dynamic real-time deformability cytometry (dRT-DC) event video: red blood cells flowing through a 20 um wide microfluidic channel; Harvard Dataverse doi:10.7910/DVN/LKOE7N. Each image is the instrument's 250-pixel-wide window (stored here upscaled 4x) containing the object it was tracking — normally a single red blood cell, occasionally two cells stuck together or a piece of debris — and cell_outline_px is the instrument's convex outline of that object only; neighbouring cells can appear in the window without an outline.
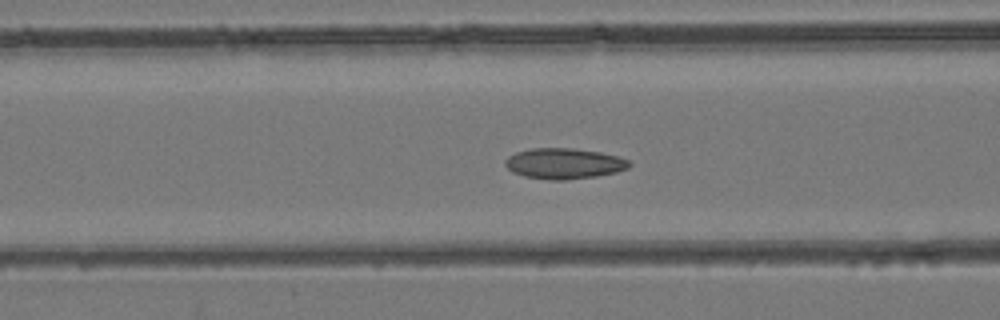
{"species": "common noctule bat (a hibernating species)", "species_latin": "Nyctalus noctula", "temperature_condition": "room temperature", "stored_images_in_passage": 44, "camera_frame_rate_fps": 3000, "um_per_image_px": 0.085, "animal": {"sex": "female", "body_mass_g": 24.6, "forearm_length_mm": 56.2}, "frame": {"image": 1, "passage_image": 20, "time_ms": 6.333, "image_size_px": [1000, 320], "cell_outline_px": [[632, 164], [628, 168], [616, 172], [596, 176], [564, 180], [552, 180], [524, 176], [512, 172], [504, 164], [504, 160], [508, 156], [516, 152], [532, 148], [572, 148], [600, 152], [620, 156], [628, 160]], "centroid_in_image_um": [47.94, 13.89], "position_along_channel_um": 118.7, "area_um2": 22.25}}
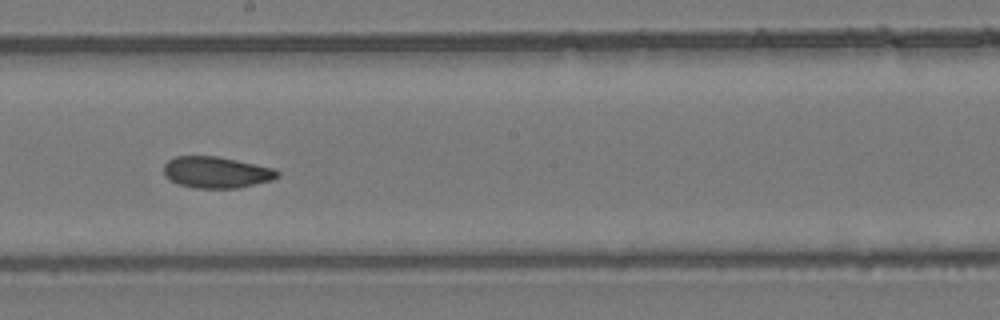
{"frame": {"image": 2, "passage_image": 28, "time_ms": 9.0, "image_size_px": [1000, 320], "cell_outline_px": [[280, 176], [272, 180], [236, 188], [196, 188], [176, 184], [164, 176], [164, 164], [168, 160], [176, 156], [216, 156], [236, 160], [272, 168], [280, 172]], "centroid_in_image_um": [18.35, 14.65], "position_along_channel_um": 229.8, "area_um2": 20.75}}
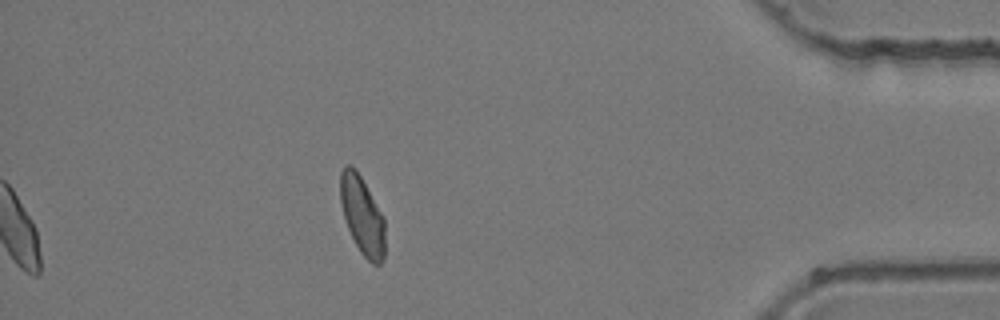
{"frame": {"image": 3, "passage_image": 44, "time_ms": 14.333, "image_size_px": [1000, 320], "cell_outline_px": [[384, 260], [380, 264], [372, 264], [360, 252], [348, 228], [340, 204], [340, 172], [344, 164], [348, 164], [356, 168], [384, 216]], "centroid_in_image_um": [30.78, 18.28], "position_along_channel_um": 404.4, "area_um2": 20.46}}